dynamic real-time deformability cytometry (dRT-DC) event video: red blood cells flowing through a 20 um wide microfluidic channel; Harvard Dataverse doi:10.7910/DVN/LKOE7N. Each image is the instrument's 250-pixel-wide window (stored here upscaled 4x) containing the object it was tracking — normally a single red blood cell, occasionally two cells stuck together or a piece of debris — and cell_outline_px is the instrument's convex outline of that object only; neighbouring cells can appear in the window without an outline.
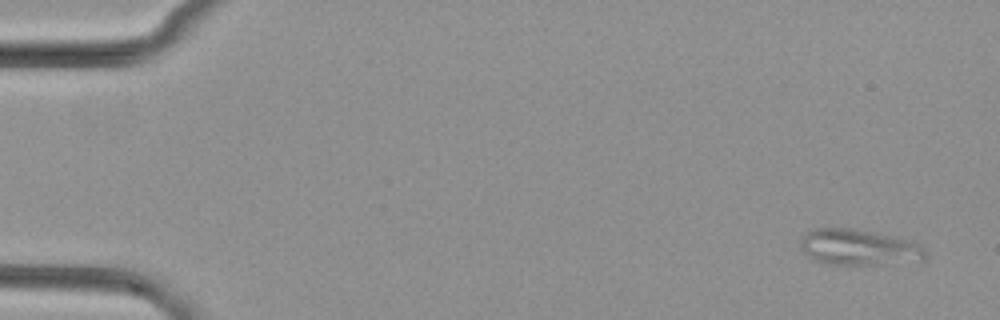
{"species": "common noctule bat (a hibernating species)", "species_latin": "Nyctalus noctula", "temperature_condition": "cold", "stored_images_in_passage": 51, "camera_frame_rate_fps": 3000, "um_per_image_px": 0.085, "animal": {"sex": "female", "body_mass_g": 29.2, "forearm_length_mm": 56.3}, "frame": {"image": 1, "passage_image": 2, "time_ms": 0.333, "image_size_px": [1000, 320], "cell_outline_px": [[928, 256], [924, 260], [876, 264], [824, 264], [808, 256], [804, 252], [800, 244], [800, 240], [812, 228], [856, 228], [892, 236], [908, 240], [920, 244], [928, 252]], "centroid_in_image_um": [73.01, 21.01], "position_along_channel_um": 12.0, "area_um2": 26.13}}
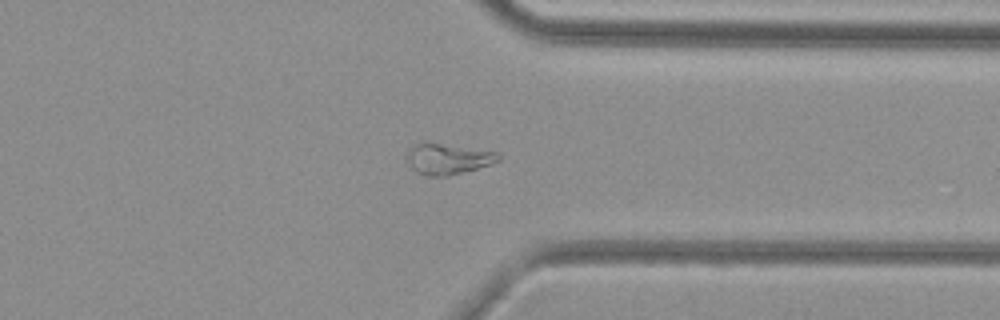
{"frame": {"image": 2, "passage_image": 40, "time_ms": 13.0, "image_size_px": [1000, 320], "cell_outline_px": [[500, 160], [492, 164], [448, 176], [428, 176], [416, 172], [412, 168], [408, 160], [408, 148], [420, 140], [500, 152]], "centroid_in_image_um": [38.07, 13.47], "position_along_channel_um": 373.3, "area_um2": 16.7}}
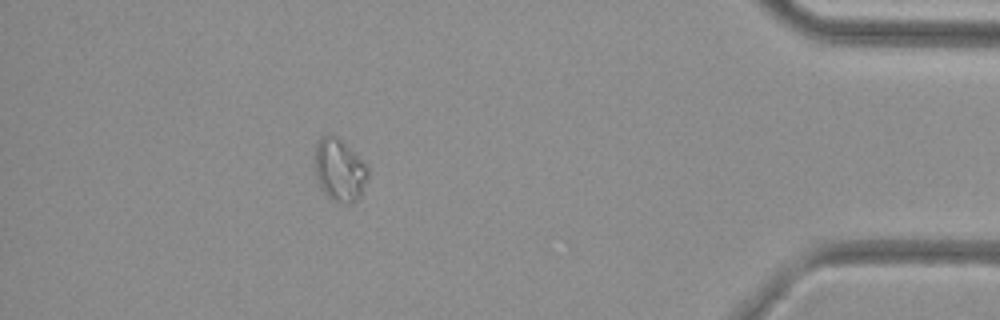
{"frame": {"image": 3, "passage_image": 46, "time_ms": 15.0, "image_size_px": [1000, 320], "cell_outline_px": [[368, 176], [360, 196], [352, 204], [336, 204], [320, 188], [316, 180], [316, 144], [320, 136], [328, 132], [336, 136], [368, 168]], "centroid_in_image_um": [28.83, 14.49], "position_along_channel_um": 406.4, "area_um2": 19.19}}